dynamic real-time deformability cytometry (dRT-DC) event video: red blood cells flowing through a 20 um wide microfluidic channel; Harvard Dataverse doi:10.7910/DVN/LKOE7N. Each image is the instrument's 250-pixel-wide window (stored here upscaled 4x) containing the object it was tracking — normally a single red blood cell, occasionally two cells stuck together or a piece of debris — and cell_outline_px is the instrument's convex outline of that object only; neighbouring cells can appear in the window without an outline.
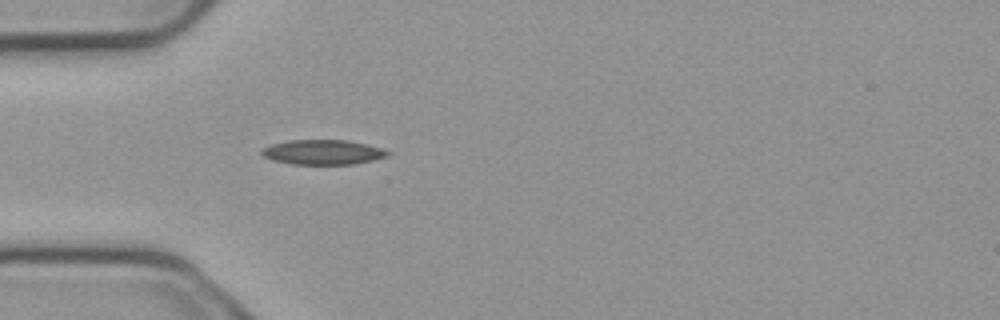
{"species": "common noctule bat (a hibernating species)", "species_latin": "Nyctalus noctula", "temperature_condition": "cold", "stored_images_in_passage": 3, "camera_frame_rate_fps": 3000, "um_per_image_px": 0.085, "animal": {"sex": "male", "body_mass_g": 23.1, "forearm_length_mm": 52.7}, "frame": {"image": 1, "passage_image": 3, "time_ms": 0.667, "image_size_px": [1000, 320], "cell_outline_px": [[392, 152], [388, 156], [372, 160], [352, 164], [292, 164], [272, 160], [264, 156], [260, 152], [260, 148], [272, 144], [288, 140], [348, 140], [368, 144]], "centroid_in_image_um": [27.43, 12.93], "position_along_channel_um": 57.6, "area_um2": 18.26}}